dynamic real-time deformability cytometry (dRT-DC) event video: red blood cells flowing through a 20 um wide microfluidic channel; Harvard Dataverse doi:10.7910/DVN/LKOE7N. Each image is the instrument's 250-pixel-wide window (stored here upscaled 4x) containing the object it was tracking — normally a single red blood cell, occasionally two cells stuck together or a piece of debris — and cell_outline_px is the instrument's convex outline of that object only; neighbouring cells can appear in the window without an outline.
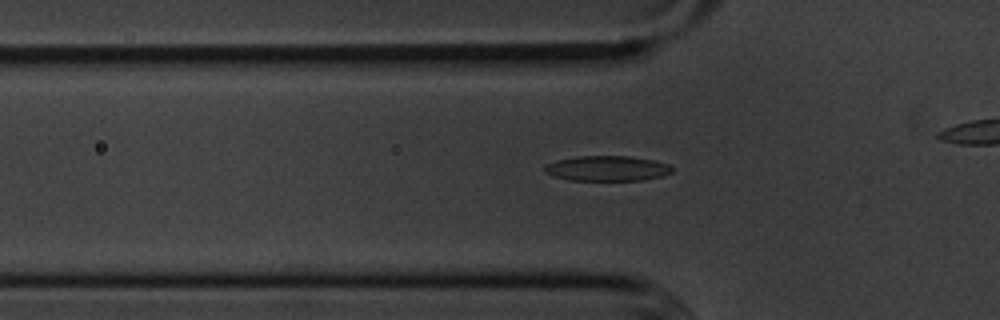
{"species": "common noctule bat (a hibernating species)", "species_latin": "Nyctalus noctula", "temperature_condition": "cold", "stored_images_in_passage": 37, "segment_of_instrument_passage": [1, 2], "camera_frame_rate_fps": 3000, "um_per_image_px": 0.085, "animal": {"sex": "male", "body_mass_g": 20.1, "forearm_length_mm": 53.5}, "frame": {"image": 1, "passage_image": 10, "time_ms": 3.0, "image_size_px": [1000, 320], "cell_outline_px": [[672, 172], [664, 176], [640, 180], [568, 180], [552, 176], [544, 172], [544, 168], [548, 164], [556, 160], [576, 156], [628, 156], [656, 160], [668, 164], [672, 168]], "centroid_in_image_um": [51.61, 14.31], "position_along_channel_um": 74.2, "area_um2": 18.79}}
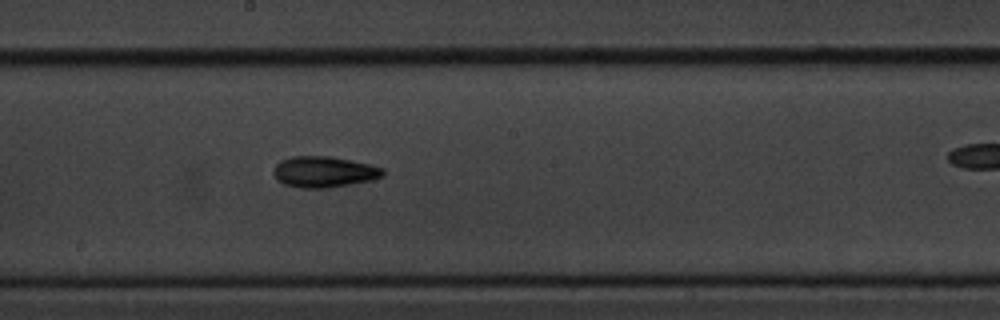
{"frame": {"image": 2, "passage_image": 22, "time_ms": 7.0, "image_size_px": [1000, 320], "cell_outline_px": [[384, 176], [372, 180], [328, 188], [304, 188], [284, 184], [272, 172], [276, 164], [280, 160], [292, 156], [332, 156], [368, 164], [384, 168]], "centroid_in_image_um": [27.55, 14.6], "position_along_channel_um": 220.6, "area_um2": 19.71}}
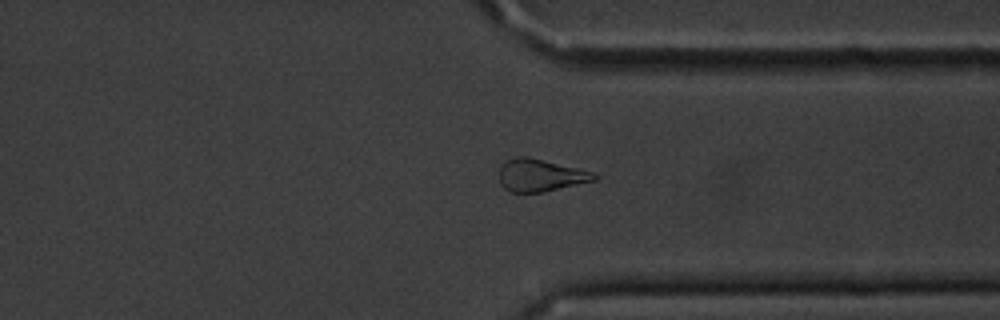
{"frame": {"image": 3, "passage_image": 34, "time_ms": 11.0, "image_size_px": [1000, 320], "cell_outline_px": [[600, 176], [596, 180], [544, 192], [508, 192], [500, 184], [500, 168], [504, 160], [516, 156], [528, 156], [592, 172]], "centroid_in_image_um": [45.9, 14.9], "position_along_channel_um": 365.5, "area_um2": 17.98}}